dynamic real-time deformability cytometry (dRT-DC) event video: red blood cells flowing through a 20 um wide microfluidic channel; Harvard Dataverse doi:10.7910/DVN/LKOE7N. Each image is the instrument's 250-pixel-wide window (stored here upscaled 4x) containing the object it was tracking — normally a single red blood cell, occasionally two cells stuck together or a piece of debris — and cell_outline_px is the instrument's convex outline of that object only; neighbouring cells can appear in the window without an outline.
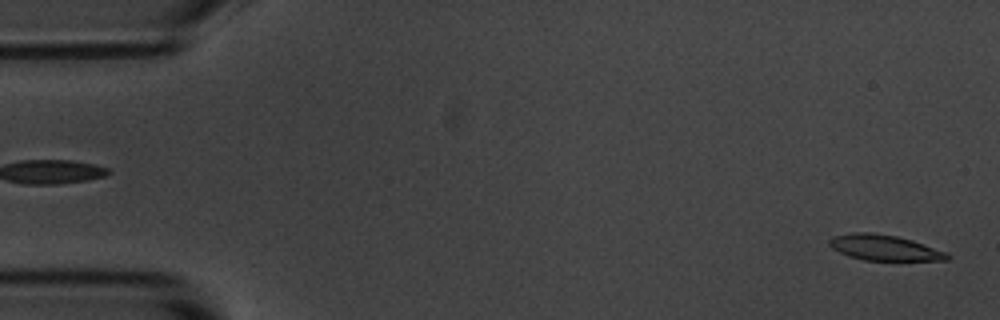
{"species": "common noctule bat (a hibernating species)", "species_latin": "Nyctalus noctula", "temperature_condition": "room temperature", "stored_images_in_passage": 55, "camera_frame_rate_fps": 3000, "um_per_image_px": 0.085, "animal": {"sex": "male", "body_mass_g": 20.1, "forearm_length_mm": 53.5}, "frame": {"image": 1, "passage_image": 2, "time_ms": 0.333, "image_size_px": [1000, 320], "cell_outline_px": [[952, 256], [948, 260], [864, 260], [848, 256], [832, 248], [828, 244], [828, 240], [832, 236], [852, 232], [872, 232], [896, 236], [912, 240], [948, 252]], "centroid_in_image_um": [75.17, 21.04], "position_along_channel_um": 9.8, "area_um2": 17.69}}
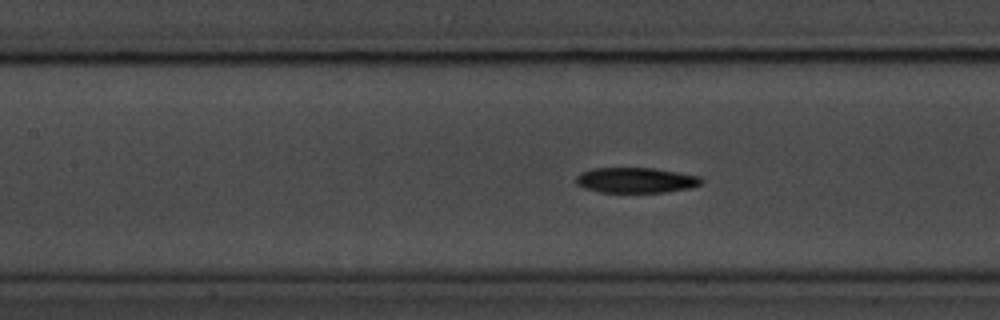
{"frame": {"image": 2, "passage_image": 24, "time_ms": 7.667, "image_size_px": [1000, 320], "cell_outline_px": [[704, 180], [700, 184], [692, 188], [668, 192], [600, 192], [584, 188], [576, 184], [576, 176], [580, 172], [592, 168], [656, 168], [700, 176]], "centroid_in_image_um": [54.06, 15.31], "position_along_channel_um": 153.3, "area_um2": 18.73}}
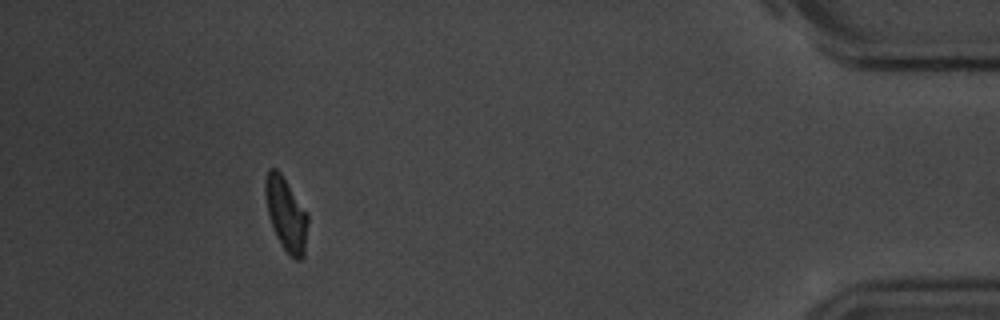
{"frame": {"image": 3, "passage_image": 50, "time_ms": 16.333, "image_size_px": [1000, 320], "cell_outline_px": [[308, 220], [304, 256], [300, 260], [296, 260], [284, 248], [276, 236], [268, 212], [264, 196], [264, 180], [268, 168], [276, 168], [280, 172], [308, 212]], "centroid_in_image_um": [24.31, 18.15], "position_along_channel_um": 410.9, "area_um2": 18.21}, "authors_computed_cell_mechanics": {"area_um2": 18.7272, "velocity_mm_per_s": 3.6604, "shape_relaxation_time_tau1_ms": 2.8159, "shape_relaxation_time_tau2_ms": null, "deformation_change_tau1": 0.1633, "deformation_change_tau2": null}}